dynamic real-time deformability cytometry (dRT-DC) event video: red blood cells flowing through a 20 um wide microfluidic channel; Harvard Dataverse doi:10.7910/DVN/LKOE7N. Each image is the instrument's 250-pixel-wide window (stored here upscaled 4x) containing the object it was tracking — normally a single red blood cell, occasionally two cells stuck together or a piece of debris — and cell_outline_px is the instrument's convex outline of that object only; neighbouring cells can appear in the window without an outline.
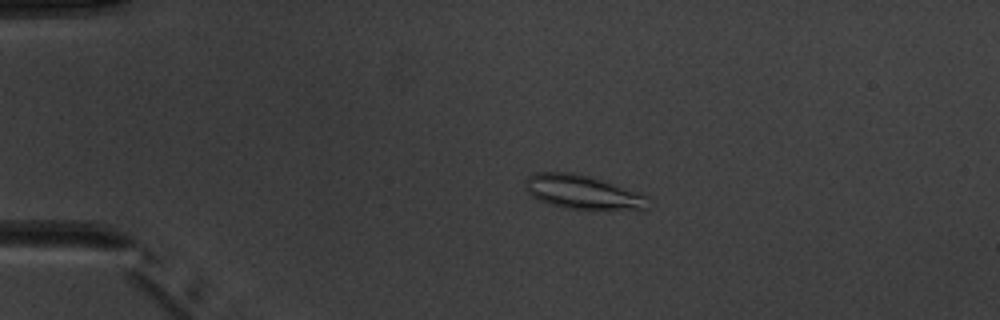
{"species": "common noctule bat (a hibernating species)", "species_latin": "Nyctalus noctula", "temperature_condition": "warm", "stored_images_in_passage": 6, "camera_frame_rate_fps": 3000, "um_per_image_px": 0.085, "animal": {"sex": "male", "body_mass_g": 20.1, "forearm_length_mm": 53.5}, "frame": {"image": 1, "passage_image": 4, "time_ms": 3.333, "image_size_px": [1000, 320], "cell_outline_px": [[648, 208], [564, 208], [548, 204], [532, 196], [528, 192], [524, 184], [524, 180], [528, 176], [536, 172], [572, 172], [592, 176], [648, 196]], "centroid_in_image_um": [49.44, 16.29], "position_along_channel_um": 35.6, "area_um2": 23.87}}
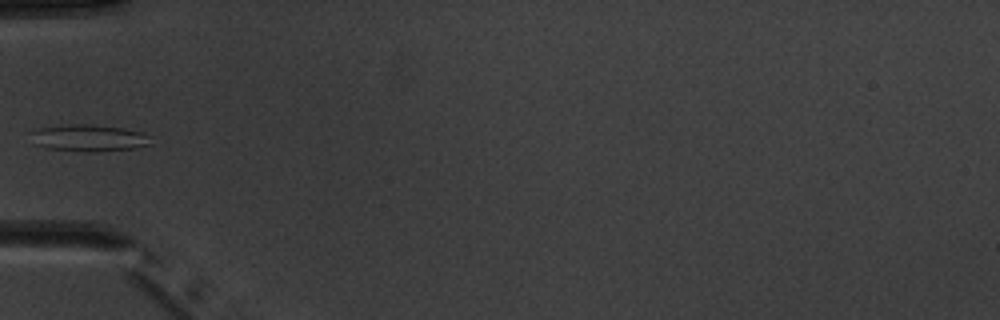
{"frame": {"image": 2, "passage_image": 6, "time_ms": 5.667, "image_size_px": [1000, 320], "cell_outline_px": [[152, 144], [132, 148], [92, 152], [84, 152], [44, 148], [32, 144], [28, 132], [40, 128], [68, 124], [88, 124], [120, 128], [140, 132], [148, 136]], "centroid_in_image_um": [7.43, 11.74], "position_along_channel_um": 77.6, "area_um2": 18.84}}